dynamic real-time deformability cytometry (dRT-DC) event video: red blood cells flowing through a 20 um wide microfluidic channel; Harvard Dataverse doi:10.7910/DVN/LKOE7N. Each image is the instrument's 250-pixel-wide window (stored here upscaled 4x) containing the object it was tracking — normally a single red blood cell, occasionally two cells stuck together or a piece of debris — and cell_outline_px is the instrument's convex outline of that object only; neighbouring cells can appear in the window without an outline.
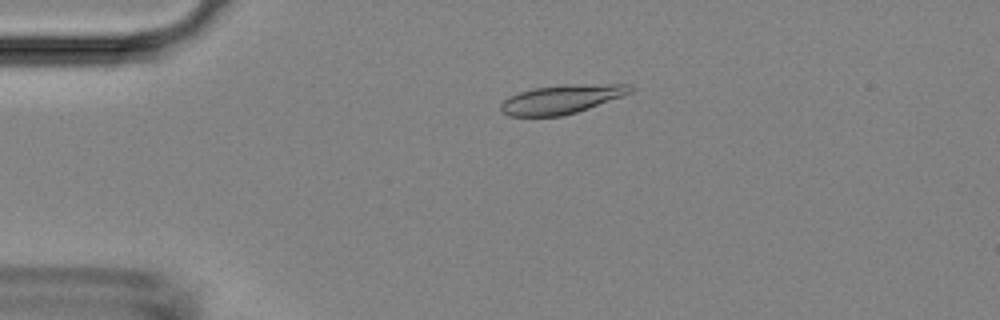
{"species": "Egyptian fruit bat (a non-hibernating species)", "species_latin": "Rousettus aegyptiacus", "temperature_condition": "room temperature", "stored_images_in_passage": 3, "camera_frame_rate_fps": 3000, "um_per_image_px": 0.085, "animal": {"sex": "female"}, "frame": {"image": 1, "passage_image": 2, "time_ms": 1.0, "image_size_px": [1000, 320], "cell_outline_px": [[636, 88], [632, 92], [588, 108], [576, 112], [560, 116], [508, 116], [500, 112], [500, 104], [508, 96], [532, 88], [564, 84], [632, 84]], "centroid_in_image_um": [47.71, 8.42], "position_along_channel_um": 37.3, "area_um2": 21.91}}